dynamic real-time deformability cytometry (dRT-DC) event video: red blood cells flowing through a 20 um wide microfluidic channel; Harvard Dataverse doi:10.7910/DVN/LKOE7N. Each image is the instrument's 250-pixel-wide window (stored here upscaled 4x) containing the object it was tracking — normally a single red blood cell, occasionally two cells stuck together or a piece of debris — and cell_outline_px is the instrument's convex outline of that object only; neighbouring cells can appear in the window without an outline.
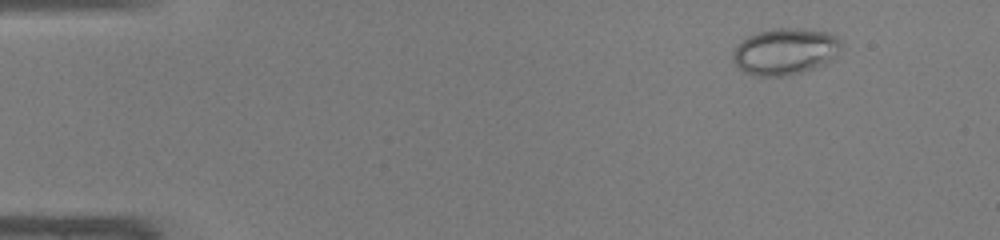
{"species": "common noctule bat (a hibernating species)", "species_latin": "Nyctalus noctula", "temperature_condition": "warm", "stored_images_in_passage": 46, "camera_frame_rate_fps": 3000, "um_per_image_px": 0.085, "animal": {"sex": "male", "body_mass_g": 19.0, "forearm_length_mm": 50.8}, "frame": {"image": 1, "passage_image": 2, "time_ms": 0.333, "image_size_px": [1000, 240], "cell_outline_px": [[840, 48], [824, 64], [800, 72], [784, 76], [760, 76], [744, 72], [732, 60], [732, 56], [736, 48], [748, 36], [760, 32], [776, 28], [796, 28], [832, 32], [840, 40]], "centroid_in_image_um": [66.73, 4.36], "position_along_channel_um": 18.3, "area_um2": 28.78}}
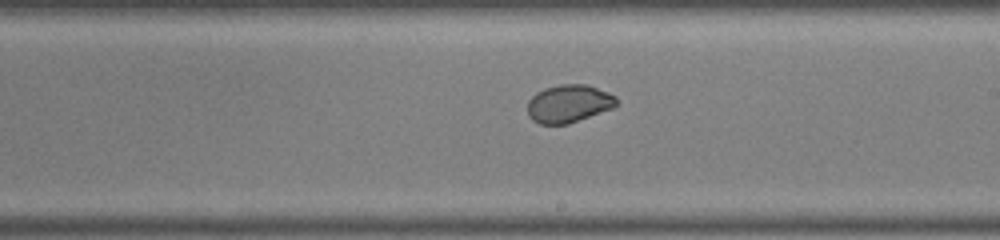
{"frame": {"image": 2, "passage_image": 25, "time_ms": 8.0, "image_size_px": [1000, 240], "cell_outline_px": [[616, 104], [612, 108], [568, 124], [540, 124], [532, 120], [528, 116], [528, 100], [536, 92], [544, 88], [560, 84], [584, 84], [608, 92], [616, 96]], "centroid_in_image_um": [48.3, 8.81], "position_along_channel_um": 240.7, "area_um2": 19.54}}
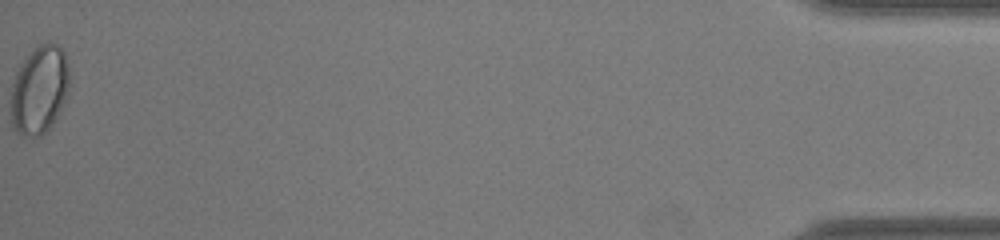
{"frame": {"image": 3, "passage_image": 45, "time_ms": 14.667, "image_size_px": [1000, 240], "cell_outline_px": [[68, 92], [52, 124], [40, 136], [24, 136], [16, 132], [12, 128], [12, 84], [16, 72], [20, 64], [40, 44], [48, 40], [56, 44], [64, 52], [68, 68]], "centroid_in_image_um": [3.34, 7.63], "position_along_channel_um": 431.9, "area_um2": 29.59}}